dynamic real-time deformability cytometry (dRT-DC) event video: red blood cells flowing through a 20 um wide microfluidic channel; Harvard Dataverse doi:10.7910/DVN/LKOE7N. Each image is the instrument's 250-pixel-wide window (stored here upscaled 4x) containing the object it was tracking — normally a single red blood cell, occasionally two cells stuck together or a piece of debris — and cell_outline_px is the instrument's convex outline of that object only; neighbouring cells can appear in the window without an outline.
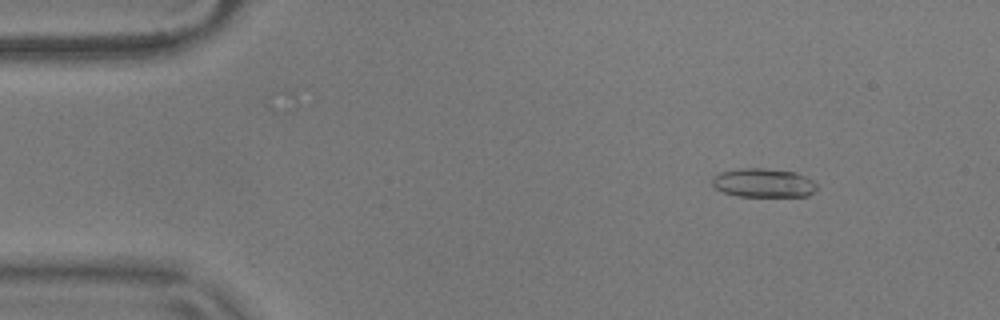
{"species": "common noctule bat (a hibernating species)", "species_latin": "Nyctalus noctula", "temperature_condition": "warm", "stored_images_in_passage": 54, "camera_frame_rate_fps": 3000, "um_per_image_px": 0.085, "animal": {"sex": "male", "body_mass_g": 17.9}, "frame": {"image": 1, "passage_image": 6, "time_ms": 1.667, "image_size_px": [1000, 320], "cell_outline_px": [[816, 188], [808, 196], [736, 196], [724, 192], [716, 188], [712, 184], [712, 176], [720, 172], [740, 168], [764, 168], [796, 172], [812, 180], [816, 184]], "centroid_in_image_um": [64.86, 15.54], "position_along_channel_um": 20.1, "area_um2": 17.57}}
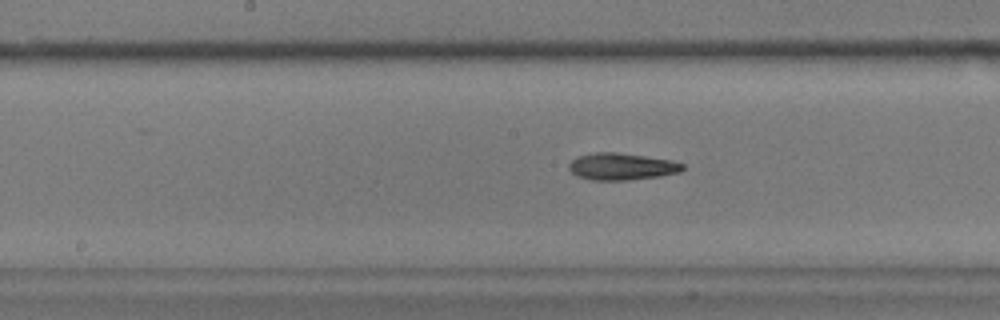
{"frame": {"image": 2, "passage_image": 27, "time_ms": 8.667, "image_size_px": [1000, 320], "cell_outline_px": [[684, 168], [680, 172], [660, 176], [628, 180], [592, 180], [576, 176], [568, 168], [568, 164], [576, 156], [596, 152], [616, 152], [672, 160], [684, 164]], "centroid_in_image_um": [52.82, 14.15], "position_along_channel_um": 195.4, "area_um2": 17.92}}
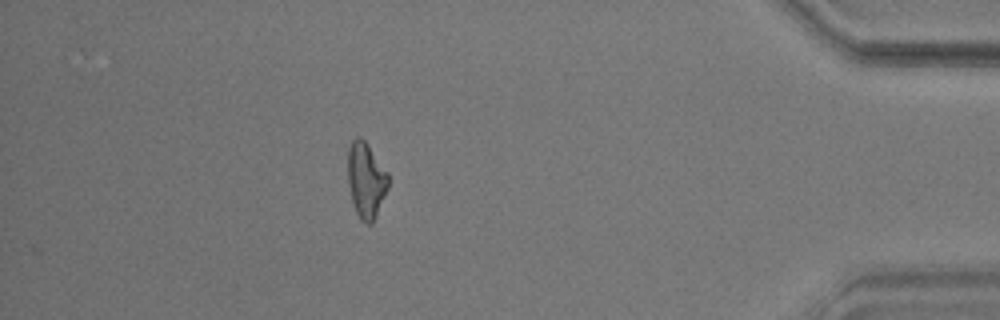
{"frame": {"image": 3, "passage_image": 48, "time_ms": 15.667, "image_size_px": [1000, 320], "cell_outline_px": [[388, 188], [376, 216], [372, 224], [368, 224], [360, 220], [356, 212], [352, 200], [348, 184], [348, 148], [352, 140], [356, 136], [360, 136], [368, 144], [388, 172]], "centroid_in_image_um": [31.11, 15.29], "position_along_channel_um": 404.1, "area_um2": 17.92}, "authors_computed_cell_mechanics": {"area_um2": 17.7735, "velocity_mm_per_s": 3.6571, "shape_relaxation_time_tau1_ms": 7.2124, "shape_relaxation_time_tau2_ms": 4.5788, "deformation_change_tau1": 0.1674, "deformation_change_tau2": 0.1399}}